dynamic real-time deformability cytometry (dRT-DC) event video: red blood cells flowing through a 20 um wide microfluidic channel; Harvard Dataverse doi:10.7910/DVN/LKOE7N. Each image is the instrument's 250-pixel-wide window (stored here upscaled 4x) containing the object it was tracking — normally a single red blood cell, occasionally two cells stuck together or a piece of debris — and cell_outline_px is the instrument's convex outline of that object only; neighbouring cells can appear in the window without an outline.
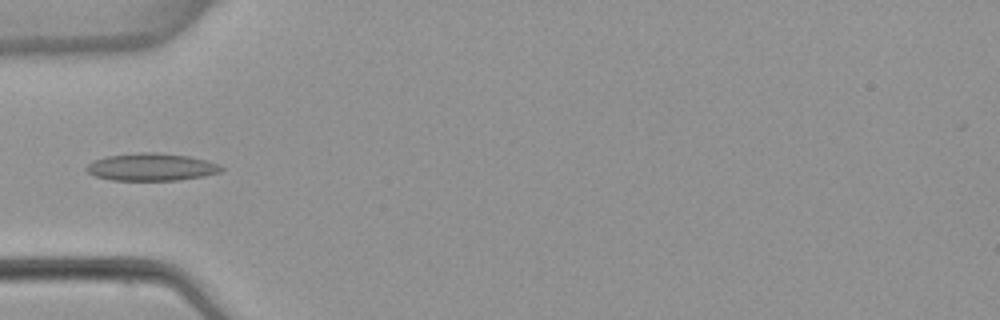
{"species": "common noctule bat (a hibernating species)", "species_latin": "Nyctalus noctula", "temperature_condition": "warm", "stored_images_in_passage": 6, "camera_frame_rate_fps": 3000, "um_per_image_px": 0.085, "animal": {"sex": "female", "body_mass_g": 22.7, "forearm_length_mm": 54.2}, "frame": {"image": 1, "passage_image": 5, "time_ms": 5.667, "image_size_px": [1000, 320], "cell_outline_px": [[224, 168], [220, 172], [204, 176], [180, 180], [112, 180], [96, 176], [88, 172], [84, 168], [92, 160], [108, 156], [140, 152], [156, 152], [188, 156], [208, 160], [220, 164]], "centroid_in_image_um": [12.89, 14.19], "position_along_channel_um": 72.1, "area_um2": 21.68}}
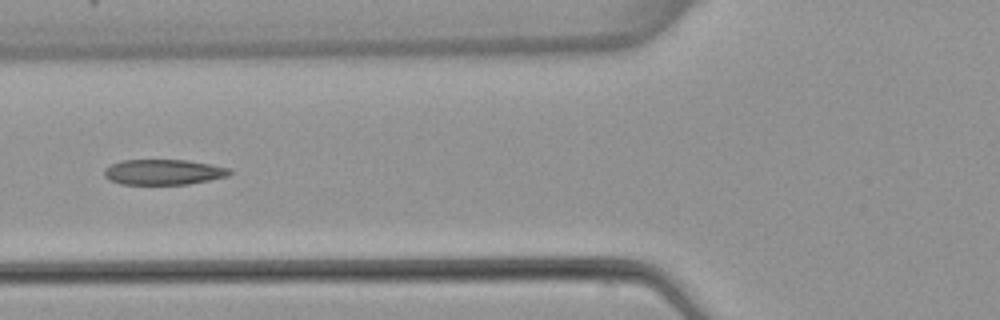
{"frame": {"image": 2, "passage_image": 6, "time_ms": 6.667, "image_size_px": [1000, 320], "cell_outline_px": [[232, 172], [228, 176], [188, 184], [120, 184], [108, 180], [104, 176], [104, 168], [120, 160], [188, 160], [212, 164], [232, 168]], "centroid_in_image_um": [13.9, 14.62], "position_along_channel_um": 111.9, "area_um2": 18.73}}